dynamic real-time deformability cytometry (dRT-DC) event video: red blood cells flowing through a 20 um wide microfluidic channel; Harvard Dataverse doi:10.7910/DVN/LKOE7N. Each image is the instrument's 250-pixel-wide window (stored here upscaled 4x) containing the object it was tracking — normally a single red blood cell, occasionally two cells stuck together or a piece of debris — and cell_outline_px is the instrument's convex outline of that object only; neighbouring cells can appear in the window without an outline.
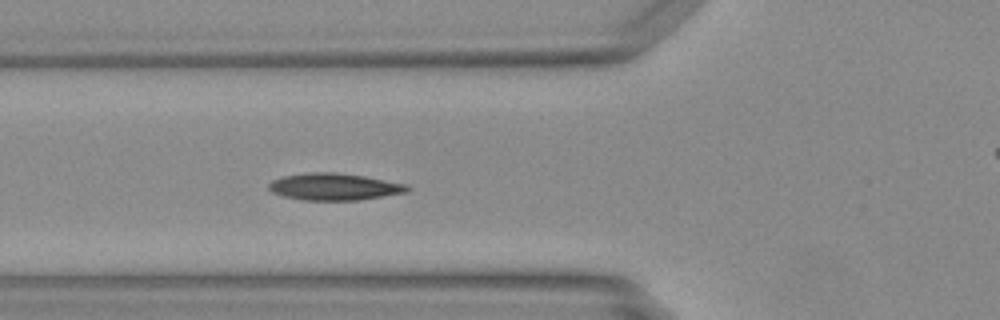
{"species": "Egyptian fruit bat (a non-hibernating species)", "species_latin": "Rousettus aegyptiacus", "temperature_condition": "warm", "stored_images_in_passage": 39, "camera_frame_rate_fps": 3000, "um_per_image_px": 0.085, "animal": {"sex": "female"}, "frame": {"image": 1, "passage_image": 12, "time_ms": 3.667, "image_size_px": [1000, 320], "cell_outline_px": [[412, 188], [408, 192], [360, 200], [300, 200], [284, 196], [272, 192], [268, 188], [268, 184], [272, 180], [284, 176], [308, 172], [336, 172], [364, 176], [408, 184]], "centroid_in_image_um": [28.44, 15.87], "position_along_channel_um": 97.4, "area_um2": 21.91}}